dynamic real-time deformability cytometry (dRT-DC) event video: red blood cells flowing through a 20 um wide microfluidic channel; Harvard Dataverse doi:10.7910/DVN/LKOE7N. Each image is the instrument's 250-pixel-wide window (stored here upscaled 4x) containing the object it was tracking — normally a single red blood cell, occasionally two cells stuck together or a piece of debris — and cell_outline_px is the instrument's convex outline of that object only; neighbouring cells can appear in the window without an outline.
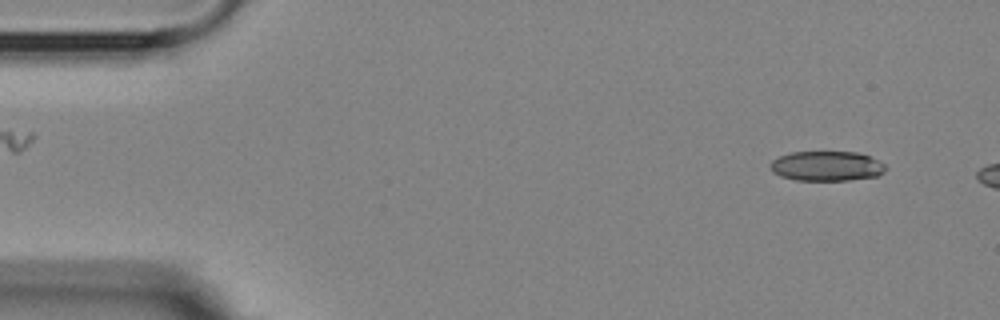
{"species": "Egyptian fruit bat (a non-hibernating species)", "species_latin": "Rousettus aegyptiacus", "temperature_condition": "room temperature", "stored_images_in_passage": 3, "camera_frame_rate_fps": 3000, "um_per_image_px": 0.085, "animal": {"sex": "female"}, "frame": {"image": 1, "passage_image": 3, "time_ms": 3.333, "image_size_px": [1000, 320], "cell_outline_px": [[888, 168], [880, 176], [848, 180], [796, 180], [780, 176], [772, 172], [768, 164], [772, 160], [780, 156], [792, 152], [856, 152], [880, 160]], "centroid_in_image_um": [70.28, 14.12], "position_along_channel_um": 14.7, "area_um2": 20.23}}